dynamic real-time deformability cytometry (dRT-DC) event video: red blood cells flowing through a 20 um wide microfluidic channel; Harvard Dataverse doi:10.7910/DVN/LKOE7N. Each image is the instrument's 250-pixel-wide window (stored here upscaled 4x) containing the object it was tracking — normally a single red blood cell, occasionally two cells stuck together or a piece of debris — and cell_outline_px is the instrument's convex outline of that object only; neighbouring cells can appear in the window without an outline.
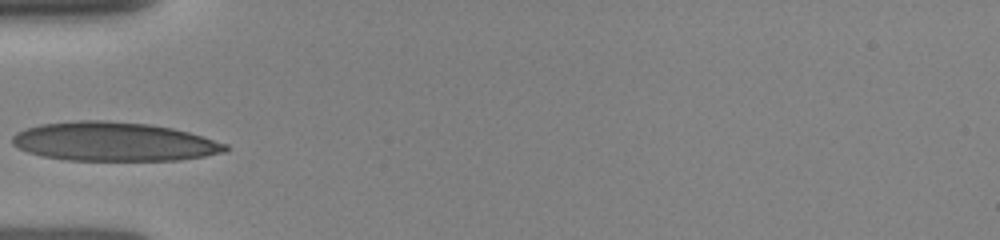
{"species": "human", "species_latin": "Homo sapiens", "temperature_condition": "room temperature", "stored_images_in_passage": 15, "camera_frame_rate_fps": 3000, "um_per_image_px": 0.085, "donor": {"sex": "female"}, "frame": {"image": 1, "passage_image": 1, "time_ms": 0.0, "image_size_px": [1000, 240], "cell_outline_px": [[228, 148], [224, 152], [204, 156], [180, 160], [68, 160], [44, 156], [28, 152], [12, 144], [12, 136], [16, 132], [24, 128], [40, 124], [80, 120], [104, 120], [148, 124], [172, 128], [188, 132], [228, 144]], "centroid_in_image_um": [9.66, 12.03], "position_along_channel_um": 75.3, "area_um2": 48.21}}
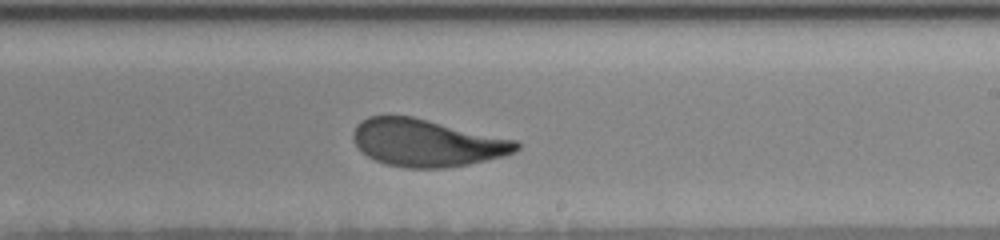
{"frame": {"image": 2, "passage_image": 9, "time_ms": 4.333, "image_size_px": [1000, 240], "cell_outline_px": [[520, 148], [516, 152], [504, 156], [468, 164], [444, 168], [404, 168], [388, 164], [376, 160], [368, 156], [356, 144], [352, 136], [352, 132], [356, 124], [360, 120], [368, 116], [412, 116], [516, 140], [520, 144]], "centroid_in_image_um": [36.28, 12.14], "position_along_channel_um": 252.7, "area_um2": 44.85}}
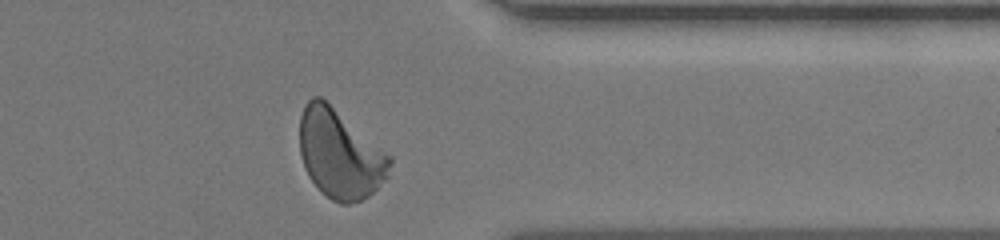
{"frame": {"image": 3, "passage_image": 15, "time_ms": 7.667, "image_size_px": [1000, 240], "cell_outline_px": [[392, 160], [388, 176], [368, 196], [360, 200], [348, 204], [340, 204], [332, 200], [308, 176], [304, 168], [300, 156], [300, 116], [304, 104], [312, 96], [320, 96], [392, 156]], "centroid_in_image_um": [28.89, 13.08], "position_along_channel_um": 382.5, "area_um2": 46.36}}